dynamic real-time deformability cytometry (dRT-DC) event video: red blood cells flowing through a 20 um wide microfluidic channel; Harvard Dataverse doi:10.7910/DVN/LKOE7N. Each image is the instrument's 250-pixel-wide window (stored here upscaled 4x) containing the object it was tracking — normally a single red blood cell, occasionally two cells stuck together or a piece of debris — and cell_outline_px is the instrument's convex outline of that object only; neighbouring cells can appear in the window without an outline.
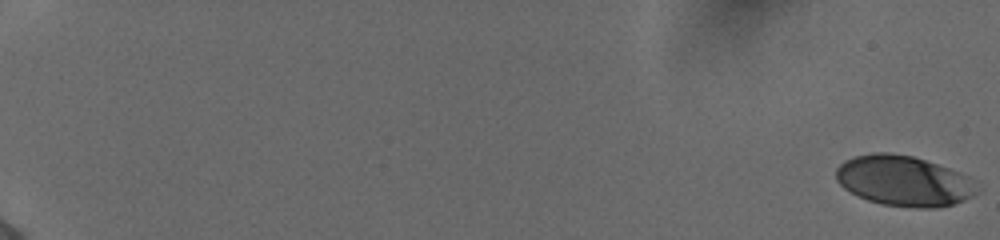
{"species": "human", "species_latin": "Homo sapiens", "temperature_condition": "cold", "stored_images_in_passage": 57, "camera_frame_rate_fps": 3000, "um_per_image_px": 0.085, "donor": {"sex": "female"}, "frame": {"image": 1, "passage_image": 1, "time_ms": 0.0, "image_size_px": [1000, 240], "cell_outline_px": [[980, 192], [964, 200], [952, 204], [936, 208], [916, 208], [880, 204], [868, 200], [844, 188], [836, 180], [836, 168], [844, 160], [856, 156], [872, 152], [892, 152], [912, 156], [960, 172], [968, 176]], "centroid_in_image_um": [76.81, 15.37], "position_along_channel_um": 8.2, "area_um2": 41.33}}
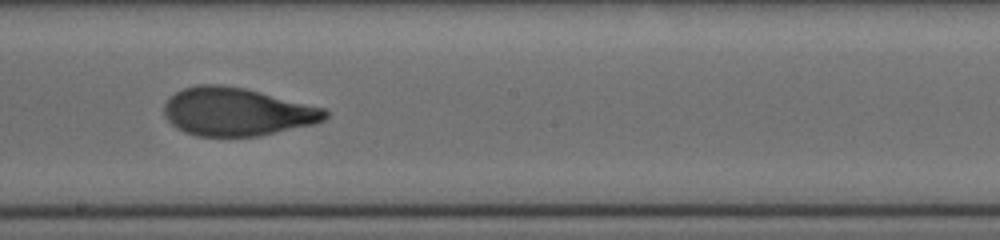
{"frame": {"image": 2, "passage_image": 36, "time_ms": 11.667, "image_size_px": [1000, 240], "cell_outline_px": [[328, 116], [324, 120], [316, 124], [256, 136], [196, 136], [184, 132], [176, 128], [164, 116], [164, 104], [168, 96], [184, 88], [196, 84], [220, 84], [244, 88], [328, 108]], "centroid_in_image_um": [20.14, 9.49], "position_along_channel_um": 228.1, "area_um2": 45.55}}
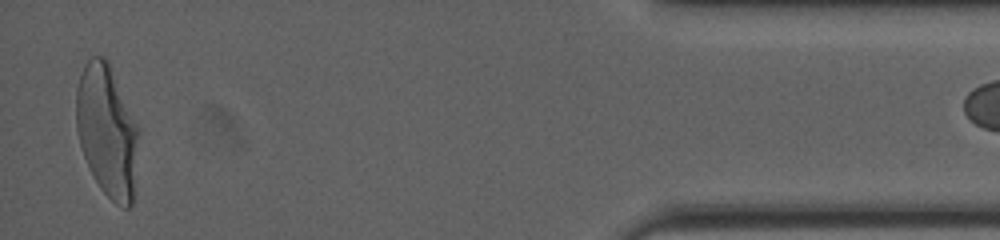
{"frame": {"image": 3, "passage_image": 56, "time_ms": 18.333, "image_size_px": [1000, 240], "cell_outline_px": [[140, 132], [132, 204], [128, 208], [124, 208], [116, 204], [100, 188], [84, 156], [80, 144], [76, 128], [76, 88], [84, 64], [92, 56], [104, 56], [108, 60], [140, 128]], "centroid_in_image_um": [9.12, 11.09], "position_along_channel_um": 426.1, "area_um2": 48.26}}